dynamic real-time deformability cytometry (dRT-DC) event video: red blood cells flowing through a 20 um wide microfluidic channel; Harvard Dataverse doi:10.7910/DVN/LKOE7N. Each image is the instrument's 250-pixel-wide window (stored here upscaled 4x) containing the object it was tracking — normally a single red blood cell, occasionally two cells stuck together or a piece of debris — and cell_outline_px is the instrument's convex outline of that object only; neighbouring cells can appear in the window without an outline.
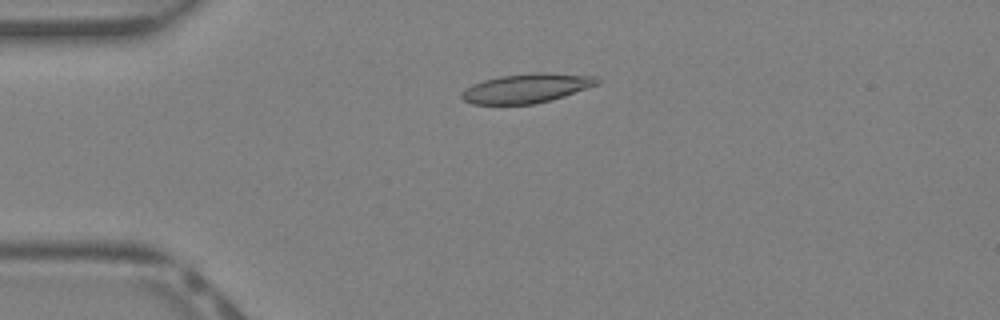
{"species": "Egyptian fruit bat (a non-hibernating species)", "species_latin": "Rousettus aegyptiacus", "temperature_condition": "warm", "stored_images_in_passage": 41, "camera_frame_rate_fps": 3000, "um_per_image_px": 0.085, "animal": {"sex": "female"}, "frame": {"image": 1, "passage_image": 10, "time_ms": 3.0, "image_size_px": [1000, 320], "cell_outline_px": [[600, 84], [552, 100], [532, 104], [472, 104], [464, 100], [460, 96], [460, 92], [464, 88], [472, 84], [484, 80], [500, 76], [532, 72], [544, 72], [596, 76], [600, 80]], "centroid_in_image_um": [44.76, 7.49], "position_along_channel_um": 40.2, "area_um2": 23.35}}
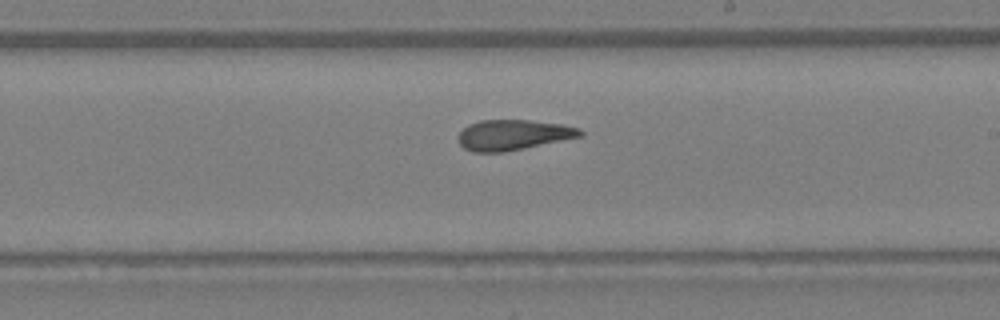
{"frame": {"image": 2, "passage_image": 24, "time_ms": 7.667, "image_size_px": [1000, 320], "cell_outline_px": [[584, 136], [504, 152], [472, 152], [464, 148], [456, 140], [456, 136], [468, 124], [480, 120], [528, 120], [564, 124], [580, 128], [584, 132]], "centroid_in_image_um": [43.62, 11.46], "position_along_channel_um": 245.4, "area_um2": 21.85}}
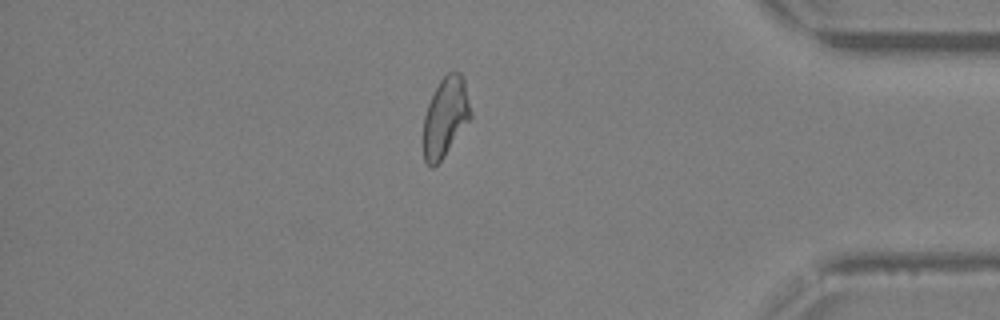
{"frame": {"image": 3, "passage_image": 35, "time_ms": 11.333, "image_size_px": [1000, 320], "cell_outline_px": [[472, 116], [444, 156], [432, 168], [424, 160], [424, 116], [428, 104], [440, 80], [448, 72], [460, 72], [464, 80], [472, 112]], "centroid_in_image_um": [37.87, 9.93], "position_along_channel_um": 397.3, "area_um2": 21.5}}